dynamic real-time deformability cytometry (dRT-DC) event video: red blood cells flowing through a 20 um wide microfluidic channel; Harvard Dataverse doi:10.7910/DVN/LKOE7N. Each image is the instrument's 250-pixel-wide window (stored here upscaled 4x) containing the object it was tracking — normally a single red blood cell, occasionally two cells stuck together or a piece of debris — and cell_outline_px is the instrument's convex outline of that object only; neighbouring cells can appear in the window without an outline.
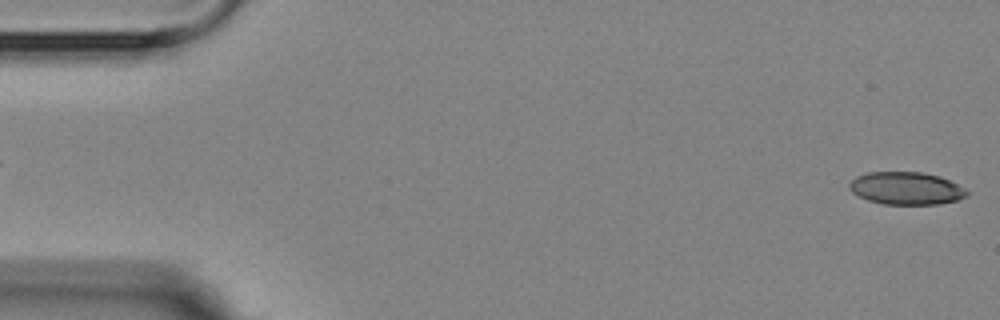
{"species": "Egyptian fruit bat (a non-hibernating species)", "species_latin": "Rousettus aegyptiacus", "temperature_condition": "room temperature", "stored_images_in_passage": 3, "segment_of_instrument_passage": [2, 2], "camera_frame_rate_fps": 3000, "um_per_image_px": 0.085, "animal": {"sex": "female"}, "frame": {"image": 1, "passage_image": 3, "time_ms": 2.333, "image_size_px": [1000, 320], "cell_outline_px": [[968, 196], [956, 200], [940, 204], [884, 204], [868, 200], [852, 192], [848, 188], [848, 184], [856, 176], [868, 172], [924, 172], [940, 176], [964, 188], [968, 192]], "centroid_in_image_um": [77.01, 16.0], "position_along_channel_um": 8.0, "area_um2": 22.31}}